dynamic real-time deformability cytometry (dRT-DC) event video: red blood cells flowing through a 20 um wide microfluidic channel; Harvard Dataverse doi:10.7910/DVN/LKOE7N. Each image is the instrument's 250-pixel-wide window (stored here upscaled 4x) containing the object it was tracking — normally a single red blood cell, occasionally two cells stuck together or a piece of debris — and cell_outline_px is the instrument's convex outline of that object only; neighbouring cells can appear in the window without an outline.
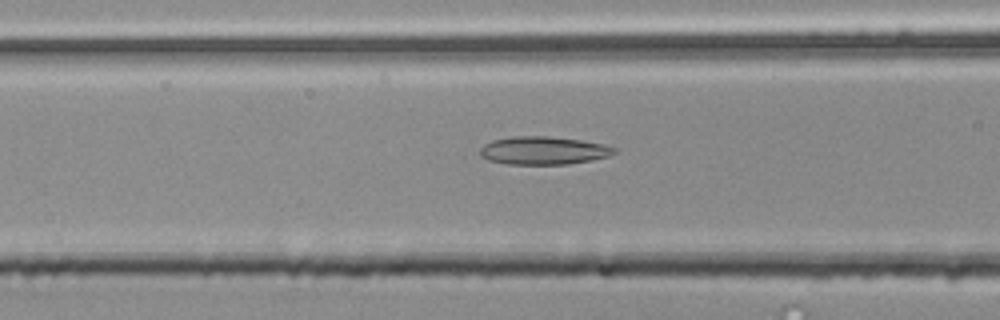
{"species": "common noctule bat (a hibernating species)", "species_latin": "Nyctalus noctula", "temperature_condition": "room temperature", "stored_images_in_passage": 42, "camera_frame_rate_fps": 3000, "um_per_image_px": 0.085, "animal": {"sex": "male", "body_mass_g": 20.4}, "frame": {"image": 1, "passage_image": 9, "time_ms": 2.667, "image_size_px": [1000, 320], "cell_outline_px": [[620, 148], [616, 152], [608, 156], [592, 160], [568, 164], [508, 164], [488, 160], [480, 156], [480, 148], [484, 144], [492, 140], [512, 136], [544, 136], [580, 140], [604, 144]], "centroid_in_image_um": [46.2, 12.79], "position_along_channel_um": 120.4, "area_um2": 22.02}}
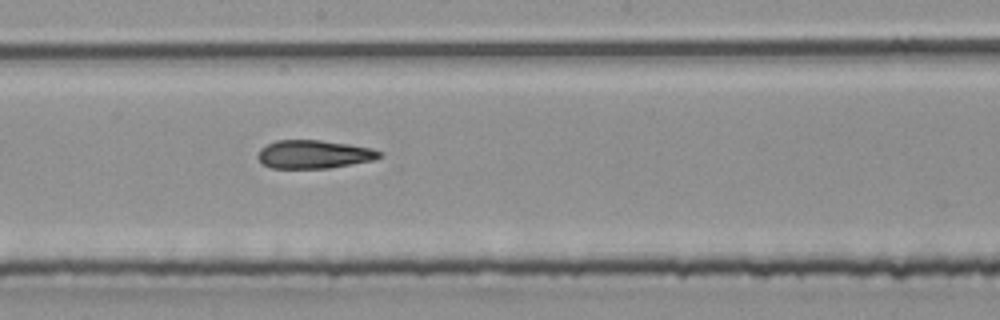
{"frame": {"image": 2, "passage_image": 17, "time_ms": 5.333, "image_size_px": [1000, 320], "cell_outline_px": [[384, 156], [372, 160], [328, 168], [272, 168], [264, 164], [256, 156], [260, 148], [276, 140], [320, 140], [348, 144], [372, 148], [384, 152]], "centroid_in_image_um": [26.7, 13.11], "position_along_channel_um": 221.5, "area_um2": 20.06}}
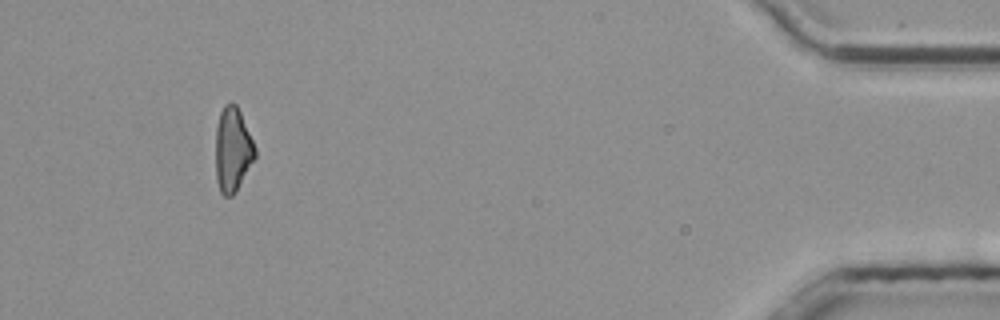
{"frame": {"image": 3, "passage_image": 38, "time_ms": 12.333, "image_size_px": [1000, 320], "cell_outline_px": [[256, 156], [236, 192], [232, 196], [224, 196], [220, 192], [216, 180], [216, 128], [220, 112], [224, 104], [236, 104], [240, 112], [256, 148]], "centroid_in_image_um": [19.77, 12.75], "position_along_channel_um": 415.4, "area_um2": 19.31}, "authors_computed_cell_mechanics": {"area_um2": 20.3167, "velocity_mm_per_s": 3.7853, "shape_relaxation_time_tau1_ms": null, "shape_relaxation_time_tau2_ms": 9.9813, "deformation_change_tau1": null, "deformation_change_tau2": 0.2382}}